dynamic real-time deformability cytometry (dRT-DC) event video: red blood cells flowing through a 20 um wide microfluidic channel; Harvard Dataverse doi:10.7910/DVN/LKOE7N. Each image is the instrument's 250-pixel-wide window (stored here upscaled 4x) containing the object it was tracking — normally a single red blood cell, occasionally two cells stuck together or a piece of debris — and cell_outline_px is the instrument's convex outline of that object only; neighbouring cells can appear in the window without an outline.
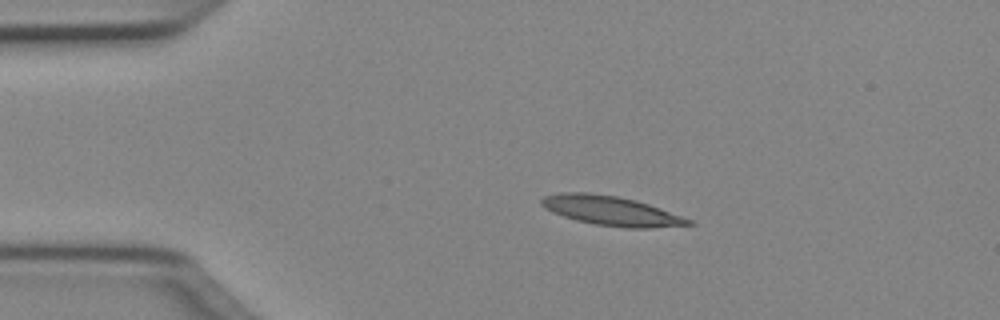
{"species": "Egyptian fruit bat (a non-hibernating species)", "species_latin": "Rousettus aegyptiacus", "temperature_condition": "cold", "stored_images_in_passage": 49, "camera_frame_rate_fps": 3000, "um_per_image_px": 0.085, "animal": {"sex": "female"}, "frame": {"image": 1, "passage_image": 9, "time_ms": 2.667, "image_size_px": [1000, 320], "cell_outline_px": [[696, 224], [652, 228], [624, 228], [596, 224], [576, 220], [552, 212], [544, 208], [540, 204], [540, 200], [544, 196], [560, 192], [588, 192], [616, 196], [636, 200], [660, 208], [692, 220]], "centroid_in_image_um": [51.93, 17.91], "position_along_channel_um": 33.1, "area_um2": 25.2}}
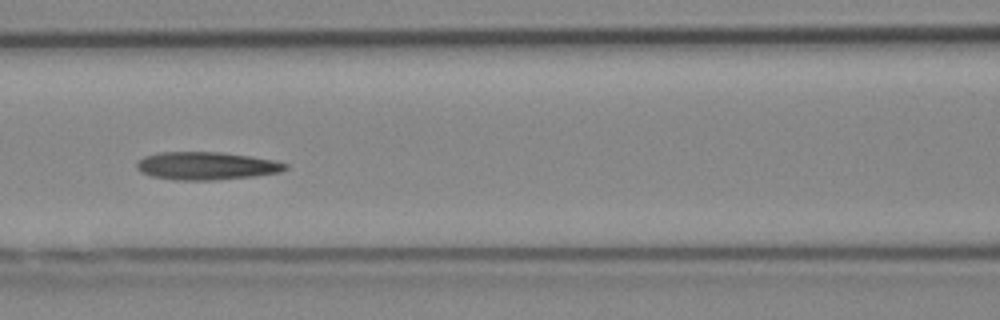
{"frame": {"image": 2, "passage_image": 21, "time_ms": 6.667, "image_size_px": [1000, 320], "cell_outline_px": [[288, 168], [280, 172], [256, 176], [212, 180], [176, 180], [152, 176], [140, 172], [136, 168], [136, 160], [144, 156], [160, 152], [220, 152], [252, 156], [272, 160], [288, 164]], "centroid_in_image_um": [17.52, 14.09], "position_along_channel_um": 149.1, "area_um2": 24.28}}
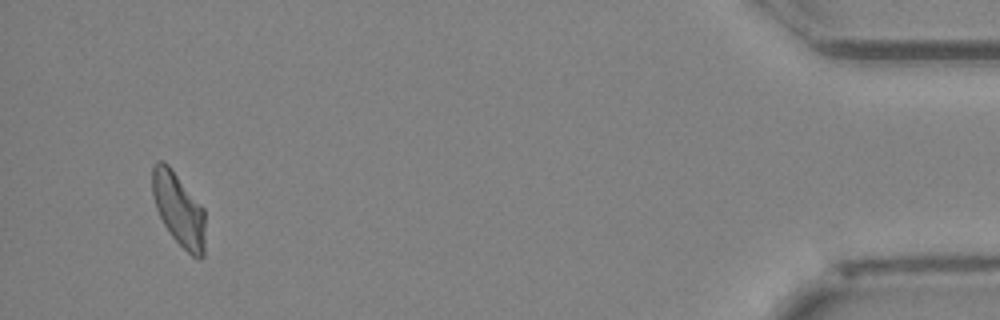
{"frame": {"image": 3, "passage_image": 47, "time_ms": 15.333, "image_size_px": [1000, 320], "cell_outline_px": [[204, 256], [200, 260], [196, 260], [172, 236], [164, 224], [156, 208], [152, 196], [152, 168], [156, 160], [164, 160], [168, 164], [204, 208]], "centroid_in_image_um": [15.18, 17.78], "position_along_channel_um": 420.0, "area_um2": 22.54}, "authors_computed_cell_mechanics": {"area_um2": 23.2934, "velocity_mm_per_s": 4.0078, "shape_relaxation_time_tau1_ms": null, "shape_relaxation_time_tau2_ms": 4.0381, "deformation_change_tau1": null, "deformation_change_tau2": 0.1207}}